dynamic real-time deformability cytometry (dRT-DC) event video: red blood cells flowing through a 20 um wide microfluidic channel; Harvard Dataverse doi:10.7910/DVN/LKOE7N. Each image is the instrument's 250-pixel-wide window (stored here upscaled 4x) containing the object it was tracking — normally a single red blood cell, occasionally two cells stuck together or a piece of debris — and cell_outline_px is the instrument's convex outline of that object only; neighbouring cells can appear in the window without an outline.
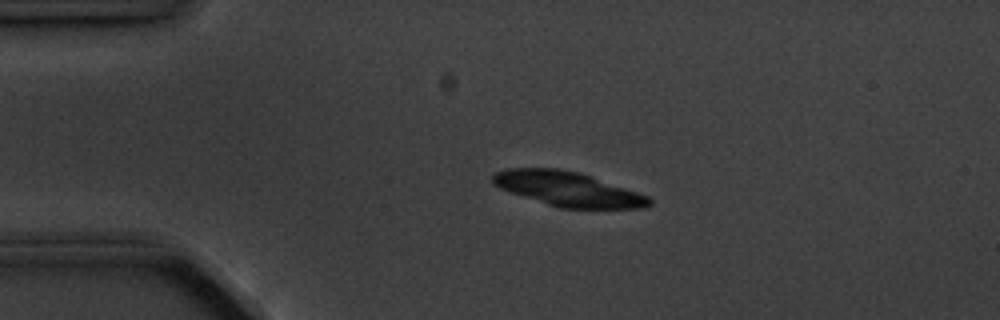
{"species": "common noctule bat (a hibernating species)", "species_latin": "Nyctalus noctula", "temperature_condition": "cold", "stored_images_in_passage": 3, "camera_frame_rate_fps": 3000, "um_per_image_px": 0.085, "animal": {"sex": "male", "body_mass_g": 20.1, "forearm_length_mm": 53.5}, "frame": {"image": 1, "passage_image": 2, "time_ms": 1.0, "image_size_px": [1000, 320], "cell_outline_px": [[652, 204], [644, 208], [560, 208], [500, 188], [492, 184], [492, 176], [496, 172], [508, 168], [560, 168], [580, 172], [648, 196], [652, 200]], "centroid_in_image_um": [48.28, 16.05], "position_along_channel_um": 36.7, "area_um2": 31.15}}